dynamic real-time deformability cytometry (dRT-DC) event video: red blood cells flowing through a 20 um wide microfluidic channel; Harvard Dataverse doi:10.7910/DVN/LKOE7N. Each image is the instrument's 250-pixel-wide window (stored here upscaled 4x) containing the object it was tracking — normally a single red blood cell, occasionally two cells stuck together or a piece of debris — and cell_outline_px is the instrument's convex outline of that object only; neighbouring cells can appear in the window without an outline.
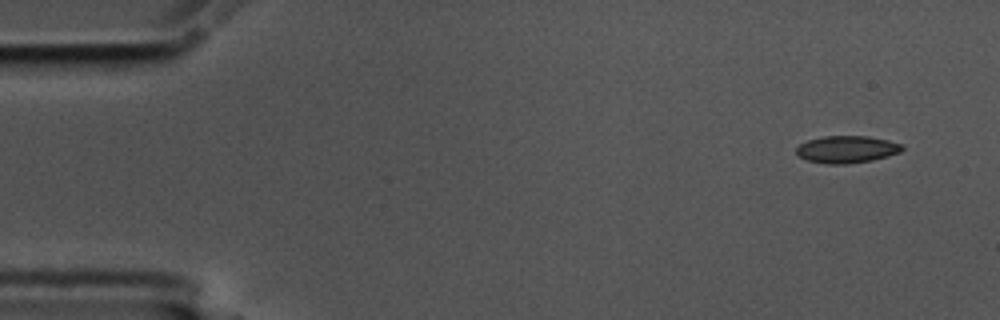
{"species": "common noctule bat (a hibernating species)", "species_latin": "Nyctalus noctula", "temperature_condition": "cold", "stored_images_in_passage": 5, "camera_frame_rate_fps": 3000, "um_per_image_px": 0.085, "animal": {"sex": "male", "body_mass_g": 17.5, "forearm_length_mm": 52.3}, "frame": {"image": 1, "passage_image": 1, "time_ms": 0.0, "image_size_px": [1000, 320], "cell_outline_px": [[904, 148], [900, 152], [888, 156], [872, 160], [848, 164], [828, 164], [808, 160], [800, 156], [796, 152], [796, 148], [800, 144], [808, 140], [820, 136], [868, 136], [888, 140], [904, 144]], "centroid_in_image_um": [72.01, 12.69], "position_along_channel_um": 13.0, "area_um2": 16.82}}